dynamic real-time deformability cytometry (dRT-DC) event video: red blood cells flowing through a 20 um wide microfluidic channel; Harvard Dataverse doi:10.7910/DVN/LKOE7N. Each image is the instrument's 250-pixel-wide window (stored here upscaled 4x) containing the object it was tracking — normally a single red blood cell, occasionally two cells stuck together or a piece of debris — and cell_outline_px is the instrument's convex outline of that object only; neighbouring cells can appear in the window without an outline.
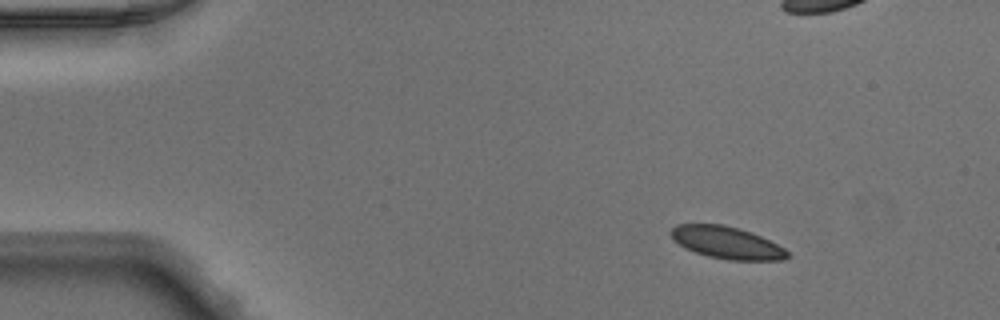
{"species": "Egyptian fruit bat (a non-hibernating species)", "species_latin": "Rousettus aegyptiacus", "temperature_condition": "warm", "stored_images_in_passage": 45, "camera_frame_rate_fps": 3000, "um_per_image_px": 0.085, "animal": {"sex": "male"}, "frame": {"image": 1, "passage_image": 1, "time_ms": 0.0, "image_size_px": [1000, 320], "cell_outline_px": [[788, 256], [784, 260], [728, 260], [708, 256], [684, 248], [672, 240], [672, 228], [676, 224], [724, 224], [752, 232], [784, 248], [788, 252]], "centroid_in_image_um": [61.75, 20.62], "position_along_channel_um": 23.2, "area_um2": 21.73}}
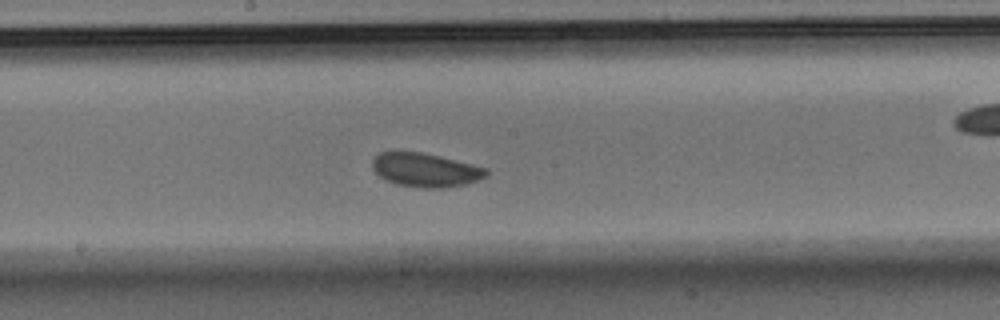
{"frame": {"image": 2, "passage_image": 21, "time_ms": 6.667, "image_size_px": [1000, 320], "cell_outline_px": [[488, 176], [464, 184], [444, 188], [420, 188], [396, 184], [380, 176], [372, 168], [372, 160], [380, 152], [420, 152], [440, 156], [488, 168]], "centroid_in_image_um": [36.18, 14.45], "position_along_channel_um": 212.0, "area_um2": 22.31}}
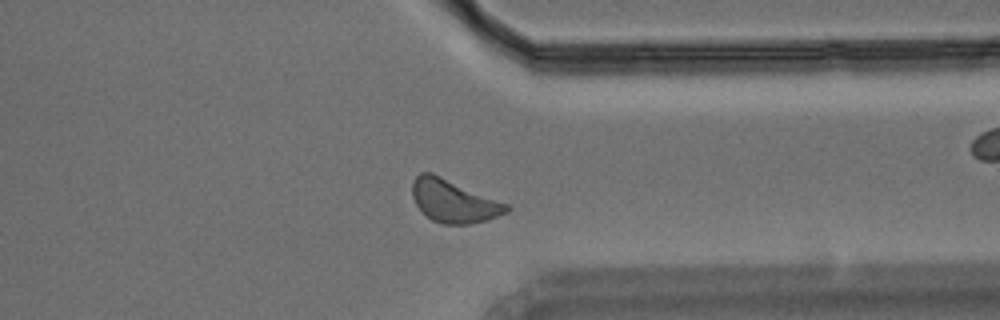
{"frame": {"image": 3, "passage_image": 33, "time_ms": 10.667, "image_size_px": [1000, 320], "cell_outline_px": [[512, 208], [508, 212], [484, 220], [468, 224], [440, 224], [432, 220], [416, 204], [412, 196], [412, 180], [420, 172], [432, 172], [508, 204]], "centroid_in_image_um": [38.54, 17.07], "position_along_channel_um": 372.9, "area_um2": 23.35}}